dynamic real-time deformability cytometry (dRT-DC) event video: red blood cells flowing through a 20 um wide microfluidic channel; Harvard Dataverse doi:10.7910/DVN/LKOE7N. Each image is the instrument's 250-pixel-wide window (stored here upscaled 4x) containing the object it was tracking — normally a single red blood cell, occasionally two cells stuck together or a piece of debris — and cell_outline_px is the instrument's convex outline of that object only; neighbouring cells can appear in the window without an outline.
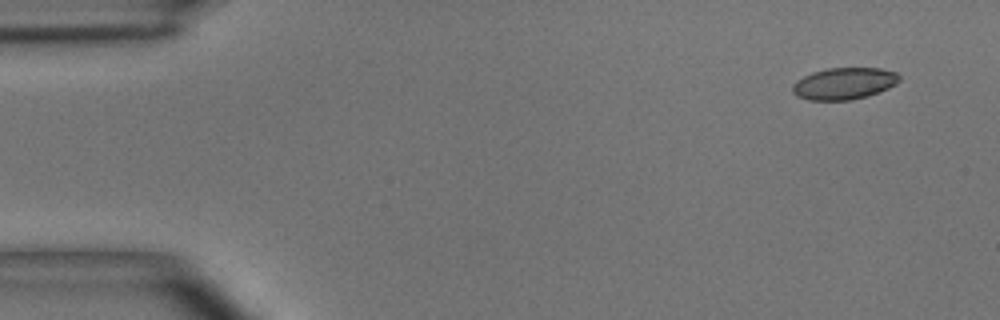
{"species": "common noctule bat (a hibernating species)", "species_latin": "Nyctalus noctula", "temperature_condition": "room temperature", "stored_images_in_passage": 3, "camera_frame_rate_fps": 3000, "um_per_image_px": 0.085, "animal": {"sex": "male", "body_mass_g": 15.6}, "frame": {"image": 1, "passage_image": 1, "time_ms": 0.0, "image_size_px": [1000, 320], "cell_outline_px": [[900, 80], [896, 84], [888, 88], [868, 96], [852, 100], [808, 100], [796, 96], [792, 92], [792, 84], [796, 80], [812, 72], [828, 68], [880, 68], [896, 72], [900, 76]], "centroid_in_image_um": [71.73, 7.1], "position_along_channel_um": 13.3, "area_um2": 19.94}}